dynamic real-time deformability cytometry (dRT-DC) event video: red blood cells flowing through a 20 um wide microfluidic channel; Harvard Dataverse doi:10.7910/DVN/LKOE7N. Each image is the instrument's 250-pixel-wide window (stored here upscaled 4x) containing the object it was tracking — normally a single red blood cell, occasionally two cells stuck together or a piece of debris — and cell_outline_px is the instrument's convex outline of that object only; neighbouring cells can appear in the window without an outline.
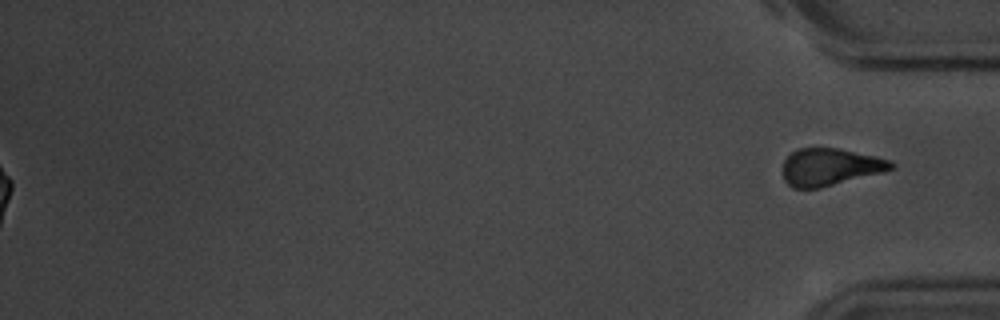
{"species": "common noctule bat (a hibernating species)", "species_latin": "Nyctalus noctula", "temperature_condition": "room temperature", "stored_images_in_passage": 55, "segment_of_instrument_passage": [2, 2], "camera_frame_rate_fps": 3000, "um_per_image_px": 0.085, "animal": {"sex": "male", "body_mass_g": 20.1, "forearm_length_mm": 53.5}, "frame": {"image": 1, "passage_image": 55, "time_ms": 18.0, "image_size_px": [1000, 320], "cell_outline_px": [[896, 168], [820, 188], [792, 188], [784, 180], [784, 160], [796, 148], [836, 148], [876, 156], [892, 160], [896, 164]], "centroid_in_image_um": [70.57, 14.18], "position_along_channel_um": 364.6, "area_um2": 23.41}}